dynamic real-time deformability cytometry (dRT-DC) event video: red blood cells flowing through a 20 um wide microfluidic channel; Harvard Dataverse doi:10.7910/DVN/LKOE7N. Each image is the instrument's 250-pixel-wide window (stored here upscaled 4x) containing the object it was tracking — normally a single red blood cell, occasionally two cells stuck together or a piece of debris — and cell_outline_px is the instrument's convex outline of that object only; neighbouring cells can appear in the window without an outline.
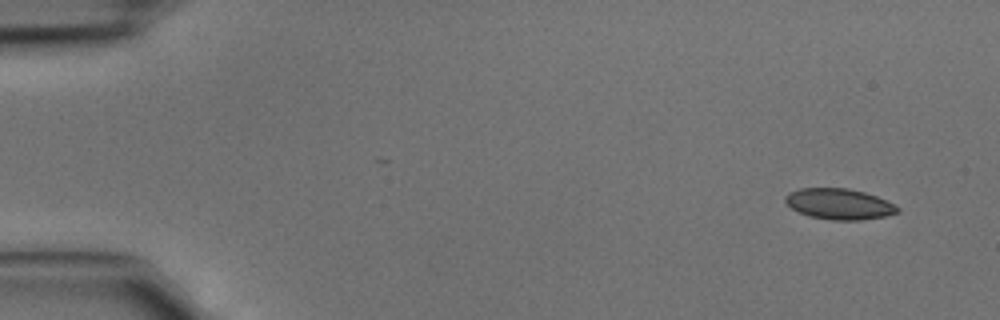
{"species": "common noctule bat (a hibernating species)", "species_latin": "Nyctalus noctula", "temperature_condition": "cold", "stored_images_in_passage": 43, "camera_frame_rate_fps": 3000, "um_per_image_px": 0.085, "animal": {"sex": "male", "body_mass_g": 15.6}, "frame": {"image": 1, "passage_image": 1, "time_ms": 0.0, "image_size_px": [1000, 320], "cell_outline_px": [[900, 212], [884, 216], [860, 220], [832, 220], [808, 216], [792, 208], [784, 200], [784, 196], [788, 192], [800, 188], [848, 188], [864, 192], [876, 196], [900, 208]], "centroid_in_image_um": [71.3, 17.33], "position_along_channel_um": 13.7, "area_um2": 20.06}}
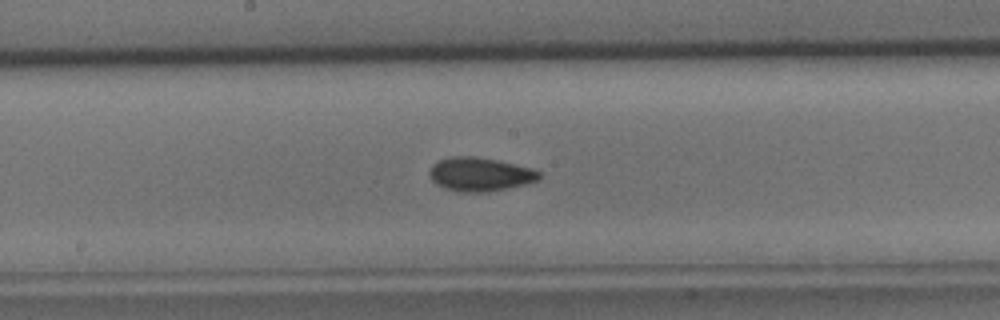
{"frame": {"image": 2, "passage_image": 22, "time_ms": 7.0, "image_size_px": [1000, 320], "cell_outline_px": [[540, 176], [536, 180], [524, 184], [508, 188], [488, 192], [456, 192], [444, 188], [436, 184], [432, 180], [428, 172], [432, 164], [448, 156], [476, 156], [496, 160], [532, 168], [540, 172]], "centroid_in_image_um": [40.74, 14.81], "position_along_channel_um": 207.5, "area_um2": 21.62}}
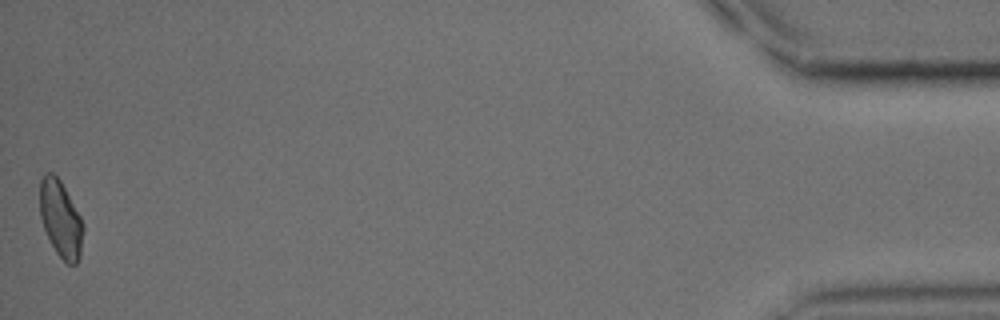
{"frame": {"image": 3, "passage_image": 43, "time_ms": 14.0, "image_size_px": [1000, 320], "cell_outline_px": [[84, 228], [80, 256], [76, 264], [68, 264], [56, 252], [44, 228], [40, 216], [40, 180], [48, 172], [52, 172], [60, 180], [80, 216], [84, 224]], "centroid_in_image_um": [5.17, 18.62], "position_along_channel_um": 430.0, "area_um2": 19.07}}